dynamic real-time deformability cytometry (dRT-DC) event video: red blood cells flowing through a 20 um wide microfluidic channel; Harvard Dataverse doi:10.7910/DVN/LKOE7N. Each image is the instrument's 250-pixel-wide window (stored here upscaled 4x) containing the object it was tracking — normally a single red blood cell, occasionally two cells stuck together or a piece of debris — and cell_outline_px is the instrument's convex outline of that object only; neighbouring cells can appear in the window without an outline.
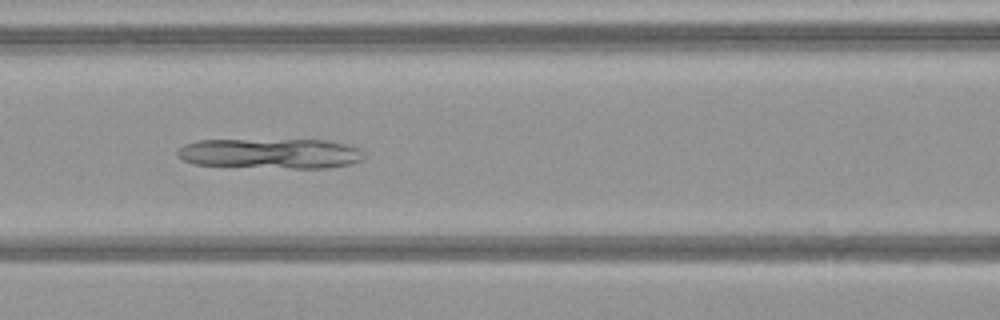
{"species": "common noctule bat (a hibernating species)", "species_latin": "Nyctalus noctula", "temperature_condition": "warm", "stored_images_in_passage": 46, "camera_frame_rate_fps": 3000, "um_per_image_px": 0.085, "animal": {"sex": "female", "body_mass_g": 21.9}, "frame": {"image": 1, "passage_image": 18, "time_ms": 5.667, "image_size_px": [1000, 320], "cell_outline_px": [[364, 156], [360, 160], [352, 164], [328, 168], [292, 168], [196, 164], [184, 160], [176, 156], [176, 148], [184, 144], [200, 140], [332, 140], [360, 148], [364, 152]], "centroid_in_image_um": [23.02, 13.04], "position_along_channel_um": 143.6, "area_um2": 32.89}}
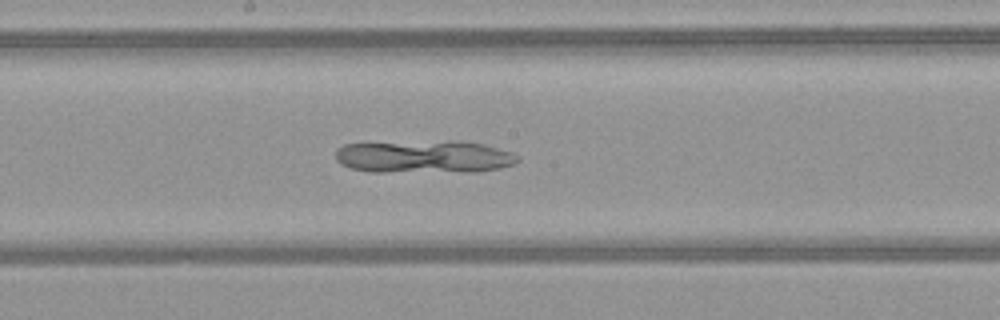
{"frame": {"image": 2, "passage_image": 23, "time_ms": 7.333, "image_size_px": [1000, 320], "cell_outline_px": [[520, 160], [516, 164], [500, 168], [476, 172], [368, 172], [348, 168], [340, 164], [336, 160], [336, 148], [344, 144], [452, 140], [464, 140], [484, 144], [512, 152], [520, 156]], "centroid_in_image_um": [36.08, 13.33], "position_along_channel_um": 212.1, "area_um2": 35.66}}